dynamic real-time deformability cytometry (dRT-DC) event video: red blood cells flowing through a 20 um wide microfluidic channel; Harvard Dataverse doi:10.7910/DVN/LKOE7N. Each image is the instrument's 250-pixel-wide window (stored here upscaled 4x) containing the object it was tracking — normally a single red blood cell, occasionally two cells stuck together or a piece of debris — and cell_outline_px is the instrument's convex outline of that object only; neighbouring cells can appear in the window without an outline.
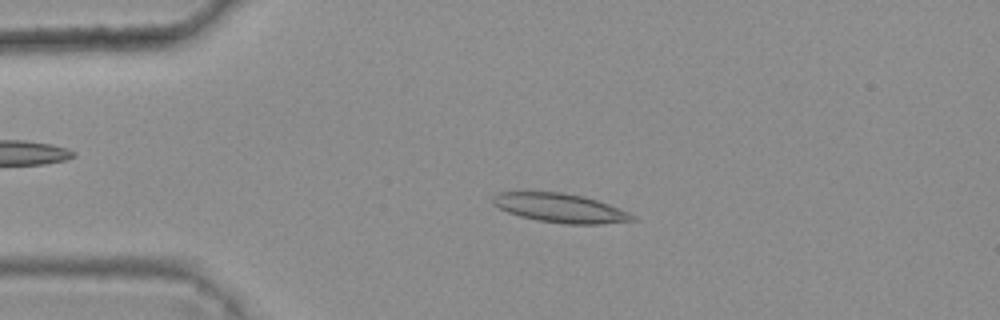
{"species": "common noctule bat (a hibernating species)", "species_latin": "Nyctalus noctula", "temperature_condition": "warm", "stored_images_in_passage": 5, "camera_frame_rate_fps": 3000, "um_per_image_px": 0.085, "animal": {"sex": "female", "body_mass_g": 25.1}, "frame": {"image": 1, "passage_image": 4, "time_ms": 1.0, "image_size_px": [1000, 320], "cell_outline_px": [[636, 220], [600, 224], [564, 224], [540, 220], [520, 216], [508, 212], [492, 204], [492, 196], [500, 192], [564, 192], [584, 196], [620, 208], [636, 216]], "centroid_in_image_um": [47.63, 17.68], "position_along_channel_um": 37.4, "area_um2": 23.52}}